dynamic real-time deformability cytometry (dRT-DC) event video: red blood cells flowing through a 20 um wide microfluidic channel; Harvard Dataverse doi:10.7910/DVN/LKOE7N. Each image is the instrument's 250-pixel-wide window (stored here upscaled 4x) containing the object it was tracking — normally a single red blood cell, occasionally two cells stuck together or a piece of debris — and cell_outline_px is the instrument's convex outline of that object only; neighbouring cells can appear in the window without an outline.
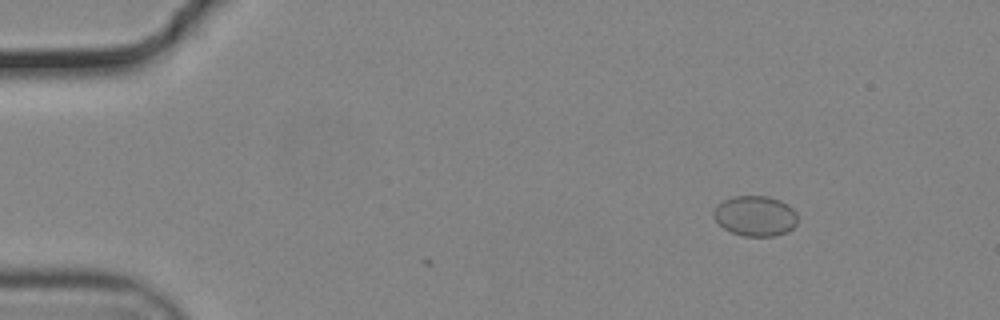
{"species": "common noctule bat (a hibernating species)", "species_latin": "Nyctalus noctula", "temperature_condition": "cold", "stored_images_in_passage": 3, "camera_frame_rate_fps": 3000, "um_per_image_px": 0.085, "animal": {"sex": "male", "body_mass_g": 19.2, "forearm_length_mm": 51.8}, "frame": {"image": 1, "passage_image": 1, "time_ms": 0.0, "image_size_px": [1000, 320], "cell_outline_px": [[796, 224], [788, 232], [776, 236], [744, 236], [732, 232], [724, 228], [712, 216], [712, 212], [716, 204], [732, 196], [768, 196], [780, 200], [788, 204], [796, 212]], "centroid_in_image_um": [64.18, 18.35], "position_along_channel_um": 20.8, "area_um2": 19.88}}